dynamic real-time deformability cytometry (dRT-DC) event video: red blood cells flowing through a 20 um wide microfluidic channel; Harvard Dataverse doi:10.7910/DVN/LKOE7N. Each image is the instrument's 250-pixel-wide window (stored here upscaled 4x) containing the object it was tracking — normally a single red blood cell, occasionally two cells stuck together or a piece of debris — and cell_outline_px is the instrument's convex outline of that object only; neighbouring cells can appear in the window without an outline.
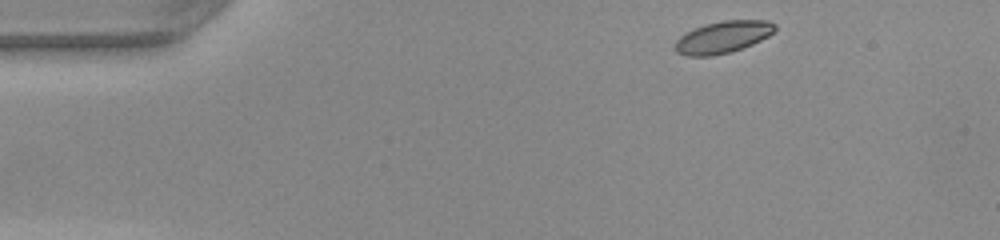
{"species": "common noctule bat (a hibernating species)", "species_latin": "Nyctalus noctula", "temperature_condition": "warm", "stored_images_in_passage": 44, "camera_frame_rate_fps": 3000, "um_per_image_px": 0.085, "animal": {"sex": "female", "body_mass_g": 22.0, "forearm_length_mm": 56.7}, "frame": {"image": 1, "passage_image": 1, "time_ms": 0.0, "image_size_px": [1000, 240], "cell_outline_px": [[776, 28], [768, 36], [752, 44], [732, 52], [712, 56], [688, 56], [676, 52], [672, 48], [676, 40], [680, 36], [704, 24], [720, 20], [768, 20], [776, 24]], "centroid_in_image_um": [61.42, 3.16], "position_along_channel_um": 23.6, "area_um2": 18.73}}
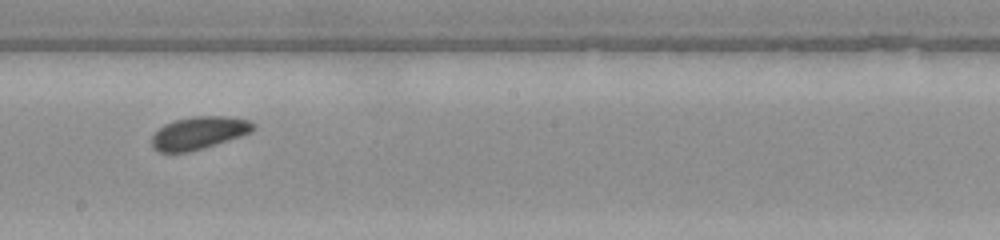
{"frame": {"image": 2, "passage_image": 22, "time_ms": 7.0, "image_size_px": [1000, 240], "cell_outline_px": [[256, 128], [252, 132], [216, 144], [188, 152], [160, 152], [152, 148], [152, 136], [164, 124], [176, 120], [192, 116], [224, 116], [248, 120], [256, 124]], "centroid_in_image_um": [16.91, 11.29], "position_along_channel_um": 231.3, "area_um2": 19.19}}
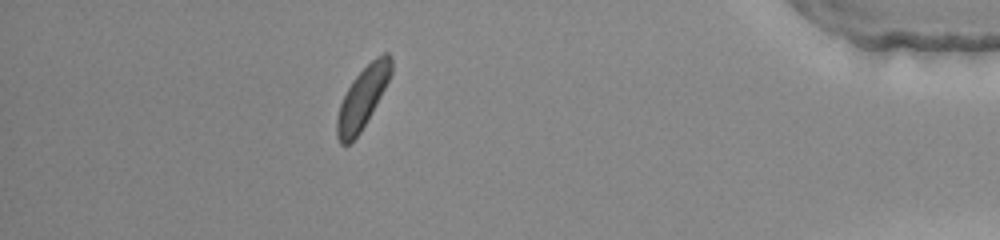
{"frame": {"image": 3, "passage_image": 38, "time_ms": 12.333, "image_size_px": [1000, 240], "cell_outline_px": [[392, 72], [380, 96], [360, 132], [348, 144], [340, 144], [336, 136], [336, 120], [340, 104], [352, 80], [376, 56], [384, 52], [388, 52], [392, 56]], "centroid_in_image_um": [30.81, 8.28], "position_along_channel_um": 404.4, "area_um2": 18.9}}